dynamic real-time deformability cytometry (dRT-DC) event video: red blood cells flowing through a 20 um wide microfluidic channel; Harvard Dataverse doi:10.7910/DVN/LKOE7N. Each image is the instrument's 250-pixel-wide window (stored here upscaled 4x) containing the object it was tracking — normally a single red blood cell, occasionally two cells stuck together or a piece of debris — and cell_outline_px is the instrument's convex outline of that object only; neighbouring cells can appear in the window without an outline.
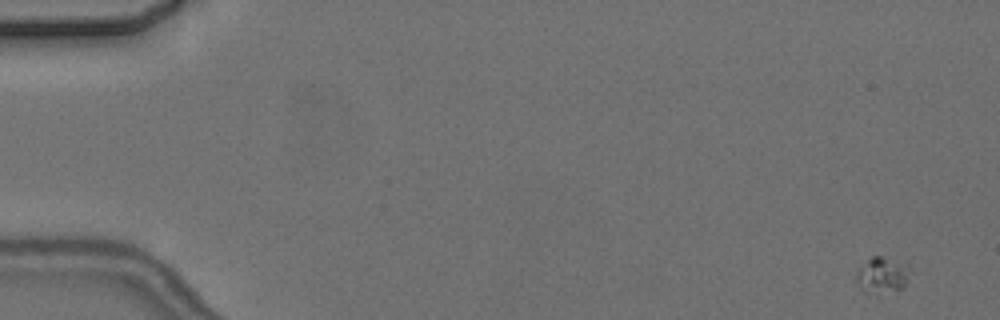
{"species": "common noctule bat (a hibernating species)", "species_latin": "Nyctalus noctula", "temperature_condition": "cold", "stored_images_in_passage": 6, "camera_frame_rate_fps": 3000, "um_per_image_px": 0.085, "animal": {"sex": "female", "body_mass_g": 24.6, "forearm_length_mm": 56.2}, "frame": {"image": 1, "passage_image": 1, "time_ms": 0.0, "image_size_px": [1000, 320], "cell_outline_px": [[908, 268], [904, 288], [864, 292], [856, 284], [856, 272], [872, 256], [880, 256]], "centroid_in_image_um": [74.88, 23.39], "position_along_channel_um": 10.1, "area_um2": 10.17}}